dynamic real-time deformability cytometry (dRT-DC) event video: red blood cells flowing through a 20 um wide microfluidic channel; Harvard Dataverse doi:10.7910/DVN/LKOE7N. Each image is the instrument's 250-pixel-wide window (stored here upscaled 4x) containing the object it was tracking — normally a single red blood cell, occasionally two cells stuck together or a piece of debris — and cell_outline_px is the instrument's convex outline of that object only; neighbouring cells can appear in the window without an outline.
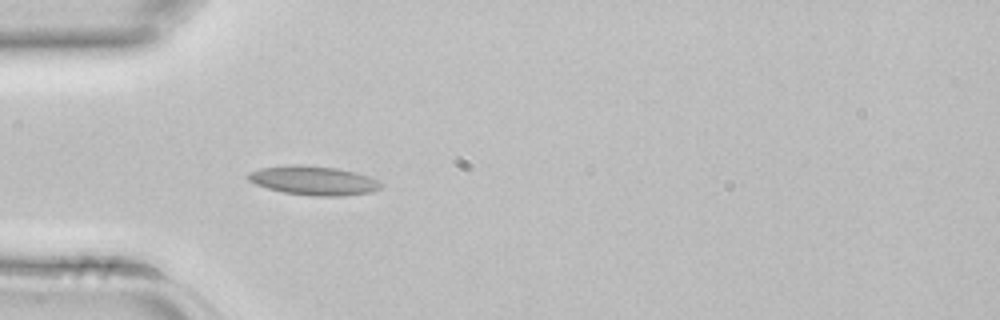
{"species": "common noctule bat (a hibernating species)", "species_latin": "Nyctalus noctula", "temperature_condition": "room temperature", "stored_images_in_passage": 3, "camera_frame_rate_fps": 3000, "um_per_image_px": 0.085, "animal": {"sex": "female", "body_mass_g": 22.7, "forearm_length_mm": 54.2}, "frame": {"image": 1, "passage_image": 3, "time_ms": 0.667, "image_size_px": [1000, 320], "cell_outline_px": [[384, 184], [380, 188], [372, 192], [340, 196], [312, 196], [284, 192], [268, 188], [256, 184], [248, 180], [248, 172], [260, 168], [296, 164], [336, 168], [356, 172], [368, 176]], "centroid_in_image_um": [26.66, 15.35], "position_along_channel_um": 58.3, "area_um2": 22.37}}